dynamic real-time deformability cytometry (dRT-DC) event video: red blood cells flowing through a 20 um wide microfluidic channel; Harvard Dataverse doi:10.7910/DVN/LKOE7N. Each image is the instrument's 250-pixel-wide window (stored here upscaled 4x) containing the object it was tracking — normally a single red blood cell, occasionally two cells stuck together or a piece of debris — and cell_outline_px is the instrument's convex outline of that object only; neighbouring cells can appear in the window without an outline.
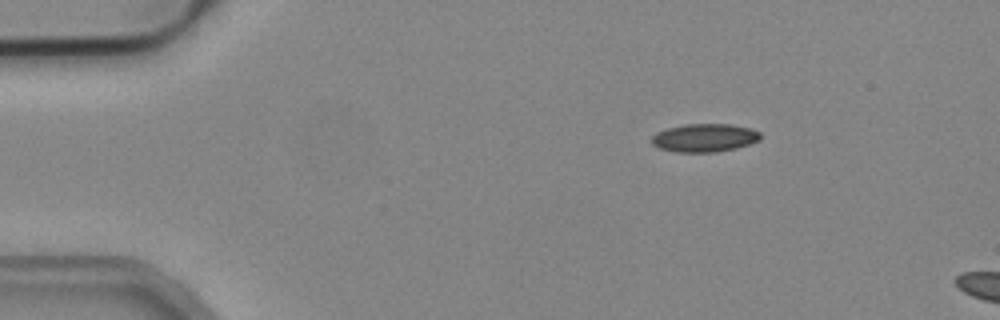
{"species": "common noctule bat (a hibernating species)", "species_latin": "Nyctalus noctula", "temperature_condition": "cold", "stored_images_in_passage": 5, "camera_frame_rate_fps": 3000, "um_per_image_px": 0.085, "animal": {"sex": "male", "body_mass_g": 19.2, "forearm_length_mm": 51.8}, "frame": {"image": 1, "passage_image": 1, "time_ms": 0.0, "image_size_px": [1000, 320], "cell_outline_px": [[760, 140], [736, 148], [716, 152], [676, 152], [660, 148], [652, 144], [652, 136], [656, 132], [668, 128], [684, 124], [732, 124], [748, 128], [760, 132]], "centroid_in_image_um": [59.87, 11.71], "position_along_channel_um": 25.1, "area_um2": 17.8}}